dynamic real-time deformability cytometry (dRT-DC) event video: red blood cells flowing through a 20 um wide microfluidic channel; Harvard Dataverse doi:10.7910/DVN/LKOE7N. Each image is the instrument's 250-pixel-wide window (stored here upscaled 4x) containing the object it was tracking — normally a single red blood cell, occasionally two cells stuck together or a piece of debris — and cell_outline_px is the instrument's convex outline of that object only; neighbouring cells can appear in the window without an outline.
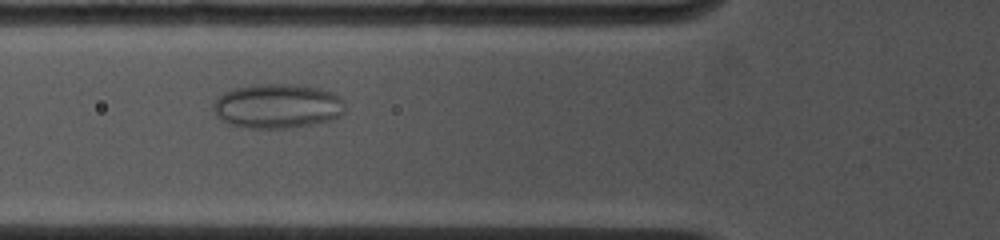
{"species": "common noctule bat (a hibernating species)", "species_latin": "Nyctalus noctula", "temperature_condition": "cold", "stored_images_in_passage": 12, "camera_frame_rate_fps": 4500, "um_per_image_px": 0.085, "animal": {"sex": "female", "body_mass_g": 19.0, "forearm_length_mm": 53.3}, "frame": {"image": 1, "passage_image": 4, "time_ms": 3.333, "image_size_px": [1000, 240], "cell_outline_px": [[344, 112], [340, 116], [332, 120], [312, 124], [288, 128], [248, 128], [228, 124], [216, 116], [212, 108], [212, 104], [224, 92], [232, 88], [256, 84], [296, 84], [320, 88], [332, 92], [340, 96], [344, 100]], "centroid_in_image_um": [23.59, 9.01], "position_along_channel_um": 102.2, "area_um2": 34.56}}
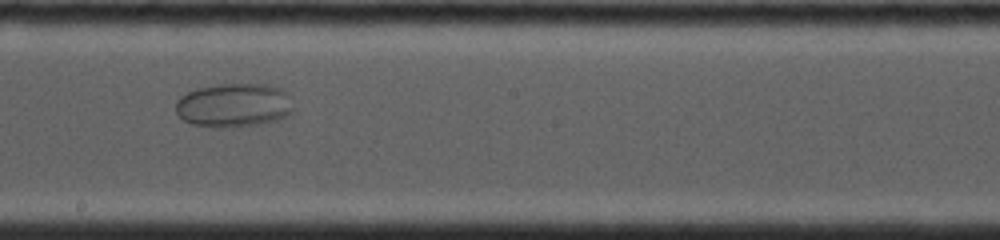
{"frame": {"image": 2, "passage_image": 7, "time_ms": 6.667, "image_size_px": [1000, 240], "cell_outline_px": [[292, 112], [288, 116], [276, 120], [260, 124], [232, 128], [216, 128], [192, 124], [184, 120], [176, 112], [176, 100], [180, 96], [188, 92], [200, 88], [224, 84], [268, 84], [280, 88], [284, 92], [292, 108]], "centroid_in_image_um": [19.85, 8.97], "position_along_channel_um": 228.4, "area_um2": 30.0}}